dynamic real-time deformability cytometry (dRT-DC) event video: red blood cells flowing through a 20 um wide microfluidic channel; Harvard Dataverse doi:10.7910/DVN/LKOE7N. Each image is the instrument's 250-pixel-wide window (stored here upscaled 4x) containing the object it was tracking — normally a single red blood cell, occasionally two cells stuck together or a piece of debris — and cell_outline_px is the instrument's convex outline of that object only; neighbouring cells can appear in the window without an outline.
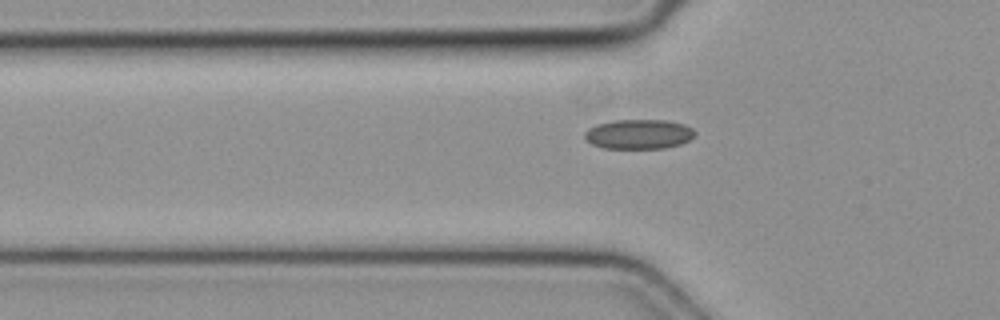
{"species": "common noctule bat (a hibernating species)", "species_latin": "Nyctalus noctula", "temperature_condition": "cold", "stored_images_in_passage": 36, "camera_frame_rate_fps": 3000, "um_per_image_px": 0.085, "animal": {"sex": "female", "body_mass_g": 19.3, "forearm_length_mm": 54.1}, "frame": {"image": 1, "passage_image": 2, "time_ms": 0.333, "image_size_px": [1000, 320], "cell_outline_px": [[696, 132], [688, 140], [680, 144], [664, 148], [604, 148], [592, 144], [584, 140], [584, 132], [588, 128], [596, 124], [612, 120], [668, 120], [684, 124], [692, 128]], "centroid_in_image_um": [54.25, 11.39], "position_along_channel_um": 71.6, "area_um2": 19.13}}
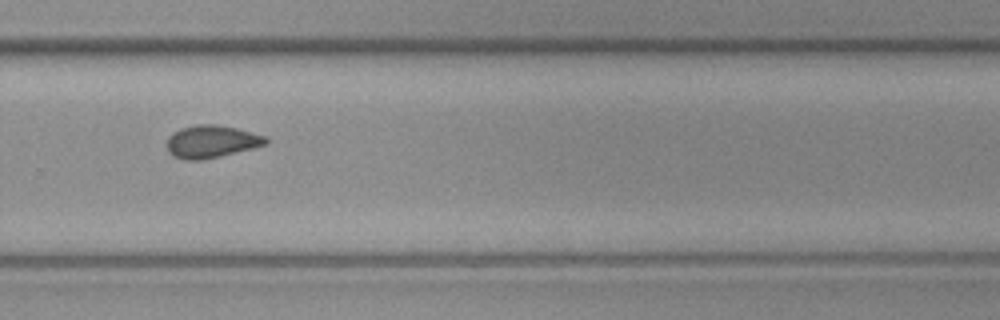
{"frame": {"image": 2, "passage_image": 20, "time_ms": 6.333, "image_size_px": [1000, 320], "cell_outline_px": [[268, 144], [220, 156], [200, 160], [184, 160], [172, 156], [168, 152], [168, 136], [180, 128], [196, 124], [216, 124], [236, 128], [264, 136], [268, 140]], "centroid_in_image_um": [17.94, 12.03], "position_along_channel_um": 311.9, "area_um2": 18.67}}
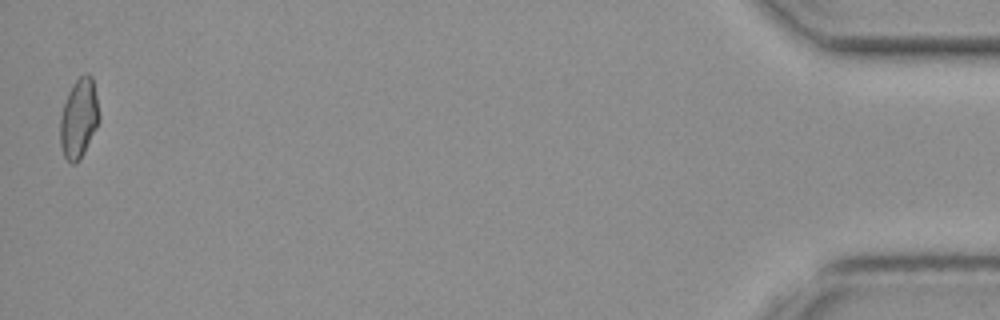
{"frame": {"image": 3, "passage_image": 36, "time_ms": 11.667, "image_size_px": [1000, 320], "cell_outline_px": [[100, 120], [80, 160], [76, 164], [72, 164], [64, 156], [60, 144], [60, 116], [68, 92], [72, 84], [84, 72], [88, 72], [92, 76], [100, 116]], "centroid_in_image_um": [6.7, 10.04], "position_along_channel_um": 428.5, "area_um2": 18.15}}